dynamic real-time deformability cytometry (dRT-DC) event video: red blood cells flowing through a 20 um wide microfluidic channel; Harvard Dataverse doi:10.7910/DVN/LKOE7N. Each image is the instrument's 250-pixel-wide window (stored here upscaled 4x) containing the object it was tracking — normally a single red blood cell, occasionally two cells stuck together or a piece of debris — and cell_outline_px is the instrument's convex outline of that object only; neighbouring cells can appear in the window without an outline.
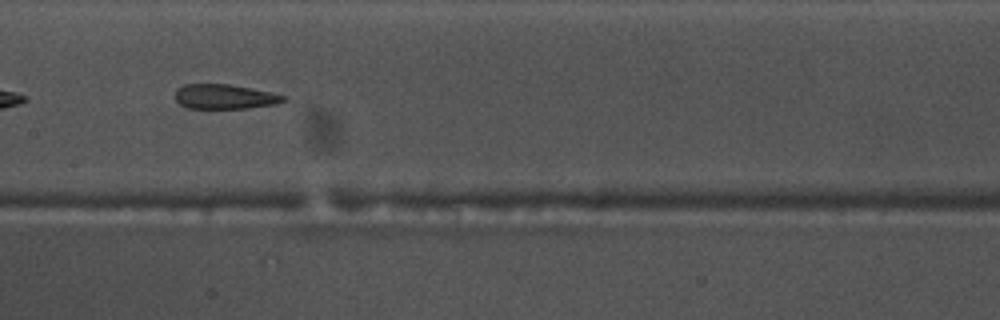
{"species": "common noctule bat (a hibernating species)", "species_latin": "Nyctalus noctula", "temperature_condition": "warm", "stored_images_in_passage": 40, "camera_frame_rate_fps": 3000, "um_per_image_px": 0.085, "animal": {"sex": "male", "body_mass_g": 17.5, "forearm_length_mm": 52.3}, "frame": {"image": 1, "passage_image": 12, "time_ms": 3.667, "image_size_px": [1000, 320], "cell_outline_px": [[288, 100], [276, 104], [248, 108], [188, 108], [180, 104], [176, 100], [176, 88], [184, 84], [228, 84], [272, 92], [288, 96]], "centroid_in_image_um": [19.14, 8.21], "position_along_channel_um": 188.3, "area_um2": 15.66}}
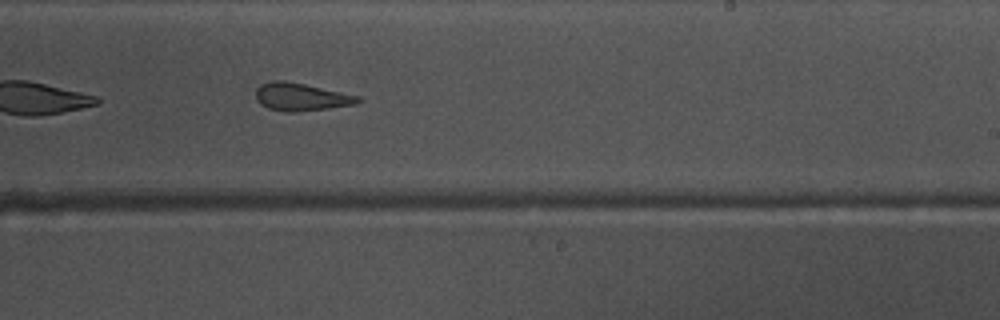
{"frame": {"image": 2, "passage_image": 18, "time_ms": 5.667, "image_size_px": [1000, 320], "cell_outline_px": [[364, 100], [356, 104], [328, 108], [296, 112], [284, 112], [268, 108], [260, 104], [256, 100], [256, 88], [260, 84], [272, 80], [284, 80], [304, 84], [360, 96]], "centroid_in_image_um": [25.58, 8.24], "position_along_channel_um": 263.4, "area_um2": 16.65}, "authors_computed_cell_mechanics": {"area_um2": 17.2533, "velocity_mm_per_s": 3.7558, "shape_relaxation_time_tau1_ms": null, "shape_relaxation_time_tau2_ms": 2.6363, "deformation_change_tau1": null, "deformation_change_tau2": 0.1215}}